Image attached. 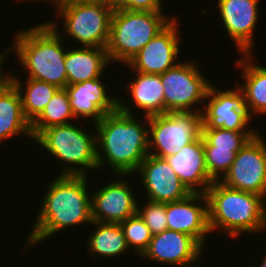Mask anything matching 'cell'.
Here are the masks:
<instances>
[{
  "label": "cell",
  "mask_w": 266,
  "mask_h": 267,
  "mask_svg": "<svg viewBox=\"0 0 266 267\" xmlns=\"http://www.w3.org/2000/svg\"><path fill=\"white\" fill-rule=\"evenodd\" d=\"M130 107L118 98V109L94 124L98 169L108 162L115 175L132 176L149 154L148 125L145 128Z\"/></svg>",
  "instance_id": "cell-1"
},
{
  "label": "cell",
  "mask_w": 266,
  "mask_h": 267,
  "mask_svg": "<svg viewBox=\"0 0 266 267\" xmlns=\"http://www.w3.org/2000/svg\"><path fill=\"white\" fill-rule=\"evenodd\" d=\"M87 178L57 175L54 181L49 183L24 248L51 238L64 228L82 223L92 224L91 194H88L90 191L87 188Z\"/></svg>",
  "instance_id": "cell-2"
},
{
  "label": "cell",
  "mask_w": 266,
  "mask_h": 267,
  "mask_svg": "<svg viewBox=\"0 0 266 267\" xmlns=\"http://www.w3.org/2000/svg\"><path fill=\"white\" fill-rule=\"evenodd\" d=\"M210 232L220 230L236 238L240 233L266 231V199L252 192L214 181L205 193Z\"/></svg>",
  "instance_id": "cell-3"
},
{
  "label": "cell",
  "mask_w": 266,
  "mask_h": 267,
  "mask_svg": "<svg viewBox=\"0 0 266 267\" xmlns=\"http://www.w3.org/2000/svg\"><path fill=\"white\" fill-rule=\"evenodd\" d=\"M15 36L12 47L23 69L28 73L27 78L65 89L68 86V77L65 68L67 50L62 43L65 42L64 37L47 22L20 30Z\"/></svg>",
  "instance_id": "cell-4"
},
{
  "label": "cell",
  "mask_w": 266,
  "mask_h": 267,
  "mask_svg": "<svg viewBox=\"0 0 266 267\" xmlns=\"http://www.w3.org/2000/svg\"><path fill=\"white\" fill-rule=\"evenodd\" d=\"M162 12L113 10L106 47L111 64L119 61L126 65L174 19Z\"/></svg>",
  "instance_id": "cell-5"
},
{
  "label": "cell",
  "mask_w": 266,
  "mask_h": 267,
  "mask_svg": "<svg viewBox=\"0 0 266 267\" xmlns=\"http://www.w3.org/2000/svg\"><path fill=\"white\" fill-rule=\"evenodd\" d=\"M54 5L60 18L62 17L63 31L59 33L56 21L47 23L59 35L67 33L81 47H107L114 10L108 0L56 2Z\"/></svg>",
  "instance_id": "cell-6"
},
{
  "label": "cell",
  "mask_w": 266,
  "mask_h": 267,
  "mask_svg": "<svg viewBox=\"0 0 266 267\" xmlns=\"http://www.w3.org/2000/svg\"><path fill=\"white\" fill-rule=\"evenodd\" d=\"M34 141L68 166L59 175L88 176L86 169H98L96 132L89 135L69 123L44 129Z\"/></svg>",
  "instance_id": "cell-7"
},
{
  "label": "cell",
  "mask_w": 266,
  "mask_h": 267,
  "mask_svg": "<svg viewBox=\"0 0 266 267\" xmlns=\"http://www.w3.org/2000/svg\"><path fill=\"white\" fill-rule=\"evenodd\" d=\"M201 112L202 109L199 107L194 112H167L144 116L146 120L143 123L148 124L149 154L166 158L175 155L184 146L196 140L201 135Z\"/></svg>",
  "instance_id": "cell-8"
},
{
  "label": "cell",
  "mask_w": 266,
  "mask_h": 267,
  "mask_svg": "<svg viewBox=\"0 0 266 267\" xmlns=\"http://www.w3.org/2000/svg\"><path fill=\"white\" fill-rule=\"evenodd\" d=\"M198 67L191 61L178 62L175 67L160 74L164 88V113L194 112V105L205 103L212 83Z\"/></svg>",
  "instance_id": "cell-9"
},
{
  "label": "cell",
  "mask_w": 266,
  "mask_h": 267,
  "mask_svg": "<svg viewBox=\"0 0 266 267\" xmlns=\"http://www.w3.org/2000/svg\"><path fill=\"white\" fill-rule=\"evenodd\" d=\"M266 140L257 133L236 154L220 182L227 187L256 193L266 198Z\"/></svg>",
  "instance_id": "cell-10"
},
{
  "label": "cell",
  "mask_w": 266,
  "mask_h": 267,
  "mask_svg": "<svg viewBox=\"0 0 266 267\" xmlns=\"http://www.w3.org/2000/svg\"><path fill=\"white\" fill-rule=\"evenodd\" d=\"M210 85L202 110L201 129H226L231 131H255L249 129L251 116L246 107V101L241 89L219 90ZM211 97V98H210Z\"/></svg>",
  "instance_id": "cell-11"
},
{
  "label": "cell",
  "mask_w": 266,
  "mask_h": 267,
  "mask_svg": "<svg viewBox=\"0 0 266 267\" xmlns=\"http://www.w3.org/2000/svg\"><path fill=\"white\" fill-rule=\"evenodd\" d=\"M124 176L126 175H115V177H121L120 180L111 179L106 186L104 184L94 193H90L93 222L120 223L137 214V197Z\"/></svg>",
  "instance_id": "cell-12"
},
{
  "label": "cell",
  "mask_w": 266,
  "mask_h": 267,
  "mask_svg": "<svg viewBox=\"0 0 266 267\" xmlns=\"http://www.w3.org/2000/svg\"><path fill=\"white\" fill-rule=\"evenodd\" d=\"M174 19L151 39L127 64L133 71L146 74H163L178 63L180 34ZM176 62V63H175Z\"/></svg>",
  "instance_id": "cell-13"
},
{
  "label": "cell",
  "mask_w": 266,
  "mask_h": 267,
  "mask_svg": "<svg viewBox=\"0 0 266 267\" xmlns=\"http://www.w3.org/2000/svg\"><path fill=\"white\" fill-rule=\"evenodd\" d=\"M135 173L140 175L146 197L150 201L175 202L191 194L165 158L148 154Z\"/></svg>",
  "instance_id": "cell-14"
},
{
  "label": "cell",
  "mask_w": 266,
  "mask_h": 267,
  "mask_svg": "<svg viewBox=\"0 0 266 267\" xmlns=\"http://www.w3.org/2000/svg\"><path fill=\"white\" fill-rule=\"evenodd\" d=\"M202 250L203 247L190 235L166 229L152 236L141 257L163 265L189 267L200 260Z\"/></svg>",
  "instance_id": "cell-15"
},
{
  "label": "cell",
  "mask_w": 266,
  "mask_h": 267,
  "mask_svg": "<svg viewBox=\"0 0 266 267\" xmlns=\"http://www.w3.org/2000/svg\"><path fill=\"white\" fill-rule=\"evenodd\" d=\"M166 216L169 230L190 235L204 248L206 237L211 233L204 193H191L182 200L166 203Z\"/></svg>",
  "instance_id": "cell-16"
},
{
  "label": "cell",
  "mask_w": 266,
  "mask_h": 267,
  "mask_svg": "<svg viewBox=\"0 0 266 267\" xmlns=\"http://www.w3.org/2000/svg\"><path fill=\"white\" fill-rule=\"evenodd\" d=\"M260 0H217L220 19L242 56L252 54Z\"/></svg>",
  "instance_id": "cell-17"
},
{
  "label": "cell",
  "mask_w": 266,
  "mask_h": 267,
  "mask_svg": "<svg viewBox=\"0 0 266 267\" xmlns=\"http://www.w3.org/2000/svg\"><path fill=\"white\" fill-rule=\"evenodd\" d=\"M102 77L82 83L68 85L71 109L75 118H93L94 124L99 122L105 114L118 109V97L108 94Z\"/></svg>",
  "instance_id": "cell-18"
},
{
  "label": "cell",
  "mask_w": 266,
  "mask_h": 267,
  "mask_svg": "<svg viewBox=\"0 0 266 267\" xmlns=\"http://www.w3.org/2000/svg\"><path fill=\"white\" fill-rule=\"evenodd\" d=\"M165 159L191 193L205 194L214 182L207 172L201 135L192 143L184 146L178 153Z\"/></svg>",
  "instance_id": "cell-19"
},
{
  "label": "cell",
  "mask_w": 266,
  "mask_h": 267,
  "mask_svg": "<svg viewBox=\"0 0 266 267\" xmlns=\"http://www.w3.org/2000/svg\"><path fill=\"white\" fill-rule=\"evenodd\" d=\"M110 63L106 48L83 46L67 50L65 68L68 85L102 77Z\"/></svg>",
  "instance_id": "cell-20"
},
{
  "label": "cell",
  "mask_w": 266,
  "mask_h": 267,
  "mask_svg": "<svg viewBox=\"0 0 266 267\" xmlns=\"http://www.w3.org/2000/svg\"><path fill=\"white\" fill-rule=\"evenodd\" d=\"M17 134L32 138L31 123L23 113L21 96L6 77L0 84V143Z\"/></svg>",
  "instance_id": "cell-21"
},
{
  "label": "cell",
  "mask_w": 266,
  "mask_h": 267,
  "mask_svg": "<svg viewBox=\"0 0 266 267\" xmlns=\"http://www.w3.org/2000/svg\"><path fill=\"white\" fill-rule=\"evenodd\" d=\"M133 72L137 77L126 86L133 107L142 109L147 117L164 114V88L160 75Z\"/></svg>",
  "instance_id": "cell-22"
},
{
  "label": "cell",
  "mask_w": 266,
  "mask_h": 267,
  "mask_svg": "<svg viewBox=\"0 0 266 267\" xmlns=\"http://www.w3.org/2000/svg\"><path fill=\"white\" fill-rule=\"evenodd\" d=\"M239 59L235 65L242 69L245 83L238 87L244 94L248 113L251 117L266 114V67L255 65L252 54H244Z\"/></svg>",
  "instance_id": "cell-23"
},
{
  "label": "cell",
  "mask_w": 266,
  "mask_h": 267,
  "mask_svg": "<svg viewBox=\"0 0 266 267\" xmlns=\"http://www.w3.org/2000/svg\"><path fill=\"white\" fill-rule=\"evenodd\" d=\"M10 75L8 73L7 78L14 84L21 96L24 116L32 123L42 113L59 88L45 81L27 78L25 90H23V81Z\"/></svg>",
  "instance_id": "cell-24"
},
{
  "label": "cell",
  "mask_w": 266,
  "mask_h": 267,
  "mask_svg": "<svg viewBox=\"0 0 266 267\" xmlns=\"http://www.w3.org/2000/svg\"><path fill=\"white\" fill-rule=\"evenodd\" d=\"M95 231L88 238V250L96 257L113 258L128 252L129 247L119 223L92 222Z\"/></svg>",
  "instance_id": "cell-25"
},
{
  "label": "cell",
  "mask_w": 266,
  "mask_h": 267,
  "mask_svg": "<svg viewBox=\"0 0 266 267\" xmlns=\"http://www.w3.org/2000/svg\"><path fill=\"white\" fill-rule=\"evenodd\" d=\"M76 119L66 89H59L42 113L31 123L33 140L46 128L65 125Z\"/></svg>",
  "instance_id": "cell-26"
},
{
  "label": "cell",
  "mask_w": 266,
  "mask_h": 267,
  "mask_svg": "<svg viewBox=\"0 0 266 267\" xmlns=\"http://www.w3.org/2000/svg\"><path fill=\"white\" fill-rule=\"evenodd\" d=\"M259 131H231L222 128L201 129L204 147L240 151Z\"/></svg>",
  "instance_id": "cell-27"
},
{
  "label": "cell",
  "mask_w": 266,
  "mask_h": 267,
  "mask_svg": "<svg viewBox=\"0 0 266 267\" xmlns=\"http://www.w3.org/2000/svg\"><path fill=\"white\" fill-rule=\"evenodd\" d=\"M124 236L126 238L128 247L136 252L140 257L147 250L152 233L139 214H135L125 221L119 223Z\"/></svg>",
  "instance_id": "cell-28"
},
{
  "label": "cell",
  "mask_w": 266,
  "mask_h": 267,
  "mask_svg": "<svg viewBox=\"0 0 266 267\" xmlns=\"http://www.w3.org/2000/svg\"><path fill=\"white\" fill-rule=\"evenodd\" d=\"M238 152L239 151H231L230 149L204 147L206 167L209 176L214 181H220L222 174L224 177L229 171Z\"/></svg>",
  "instance_id": "cell-29"
},
{
  "label": "cell",
  "mask_w": 266,
  "mask_h": 267,
  "mask_svg": "<svg viewBox=\"0 0 266 267\" xmlns=\"http://www.w3.org/2000/svg\"><path fill=\"white\" fill-rule=\"evenodd\" d=\"M146 201L147 203H145L146 205H143V208L138 204L137 213L150 229L152 235L159 234L168 229L166 203L154 202L150 200Z\"/></svg>",
  "instance_id": "cell-30"
},
{
  "label": "cell",
  "mask_w": 266,
  "mask_h": 267,
  "mask_svg": "<svg viewBox=\"0 0 266 267\" xmlns=\"http://www.w3.org/2000/svg\"><path fill=\"white\" fill-rule=\"evenodd\" d=\"M114 10L126 9L130 11H163L162 0H108Z\"/></svg>",
  "instance_id": "cell-31"
},
{
  "label": "cell",
  "mask_w": 266,
  "mask_h": 267,
  "mask_svg": "<svg viewBox=\"0 0 266 267\" xmlns=\"http://www.w3.org/2000/svg\"><path fill=\"white\" fill-rule=\"evenodd\" d=\"M10 50H13L12 47L5 49L6 52L4 51L0 54V84L7 77V75L4 74L3 70L1 69L2 68L1 66L2 62H4L3 60L7 58L8 54H10Z\"/></svg>",
  "instance_id": "cell-32"
},
{
  "label": "cell",
  "mask_w": 266,
  "mask_h": 267,
  "mask_svg": "<svg viewBox=\"0 0 266 267\" xmlns=\"http://www.w3.org/2000/svg\"><path fill=\"white\" fill-rule=\"evenodd\" d=\"M263 260H262V262H261V264H260V267H266V253H265V256H264V258H262Z\"/></svg>",
  "instance_id": "cell-33"
},
{
  "label": "cell",
  "mask_w": 266,
  "mask_h": 267,
  "mask_svg": "<svg viewBox=\"0 0 266 267\" xmlns=\"http://www.w3.org/2000/svg\"><path fill=\"white\" fill-rule=\"evenodd\" d=\"M16 1H18V2H22V1H30V0H16ZM33 1V0H32ZM39 1V0H38ZM48 1H50V3H52L53 5L56 3V0H48Z\"/></svg>",
  "instance_id": "cell-34"
},
{
  "label": "cell",
  "mask_w": 266,
  "mask_h": 267,
  "mask_svg": "<svg viewBox=\"0 0 266 267\" xmlns=\"http://www.w3.org/2000/svg\"><path fill=\"white\" fill-rule=\"evenodd\" d=\"M67 1H85V0H56V2H67Z\"/></svg>",
  "instance_id": "cell-35"
}]
</instances>
